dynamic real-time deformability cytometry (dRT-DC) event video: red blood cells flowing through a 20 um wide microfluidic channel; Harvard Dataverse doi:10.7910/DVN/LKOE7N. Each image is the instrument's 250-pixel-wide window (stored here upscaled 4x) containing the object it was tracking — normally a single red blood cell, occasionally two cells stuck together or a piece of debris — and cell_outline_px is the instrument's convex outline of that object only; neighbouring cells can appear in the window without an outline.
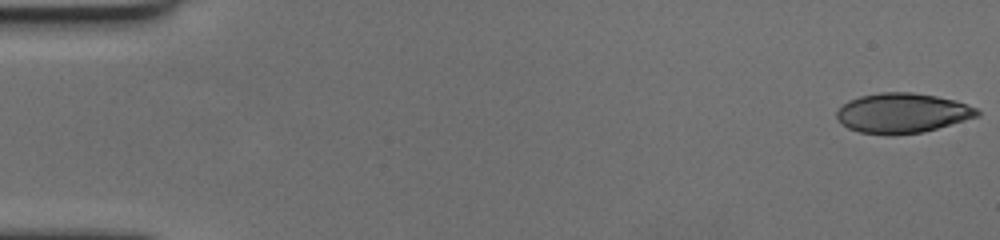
{"species": "human", "species_latin": "Homo sapiens", "temperature_condition": "cold", "stored_images_in_passage": 59, "camera_frame_rate_fps": 3000, "um_per_image_px": 0.085, "donor": {"sex": "female"}, "frame": {"image": 1, "passage_image": 1, "time_ms": 0.0, "image_size_px": [1000, 240], "cell_outline_px": [[980, 116], [924, 132], [892, 136], [888, 136], [860, 132], [848, 128], [836, 116], [836, 112], [848, 100], [860, 96], [880, 92], [912, 92], [936, 96], [956, 100], [976, 108], [980, 112]], "centroid_in_image_um": [76.72, 9.62], "position_along_channel_um": 8.3, "area_um2": 32.83}}
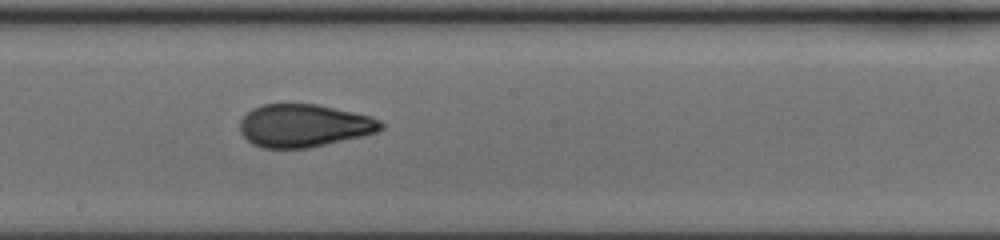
{"frame": {"image": 2, "passage_image": 33, "time_ms": 10.667, "image_size_px": [1000, 240], "cell_outline_px": [[384, 128], [376, 132], [360, 136], [308, 148], [260, 148], [252, 144], [240, 132], [240, 120], [252, 108], [264, 104], [316, 104], [372, 116], [380, 120], [384, 124]], "centroid_in_image_um": [25.82, 10.67], "position_along_channel_um": 222.4, "area_um2": 35.08}}
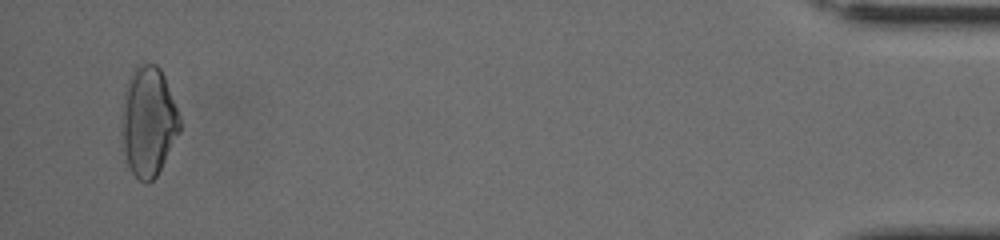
{"frame": {"image": 3, "passage_image": 57, "time_ms": 18.667, "image_size_px": [1000, 240], "cell_outline_px": [[180, 132], [156, 176], [148, 184], [144, 184], [132, 172], [128, 164], [124, 152], [120, 132], [120, 128], [124, 92], [128, 80], [136, 64], [156, 64], [160, 68], [164, 76], [180, 116]], "centroid_in_image_um": [12.59, 10.33], "position_along_channel_um": 422.6, "area_um2": 37.22}, "authors_computed_cell_mechanics": {"area_um2": 34.969, "velocity_mm_per_s": 3.5292, "shape_relaxation_time_tau1_ms": 6.5156, "shape_relaxation_time_tau2_ms": 1.3192, "deformation_change_tau1": 0.195, "deformation_change_tau2": 0.0766}}